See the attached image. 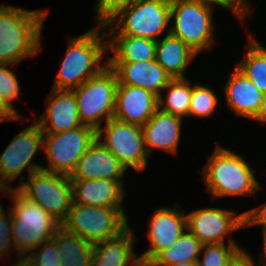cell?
I'll list each match as a JSON object with an SVG mask.
<instances>
[{"mask_svg": "<svg viewBox=\"0 0 266 266\" xmlns=\"http://www.w3.org/2000/svg\"><path fill=\"white\" fill-rule=\"evenodd\" d=\"M139 0H98L96 4L97 26L104 27L120 12Z\"/></svg>", "mask_w": 266, "mask_h": 266, "instance_id": "cell-31", "label": "cell"}, {"mask_svg": "<svg viewBox=\"0 0 266 266\" xmlns=\"http://www.w3.org/2000/svg\"><path fill=\"white\" fill-rule=\"evenodd\" d=\"M61 258V266H92L94 245L60 226L52 237Z\"/></svg>", "mask_w": 266, "mask_h": 266, "instance_id": "cell-25", "label": "cell"}, {"mask_svg": "<svg viewBox=\"0 0 266 266\" xmlns=\"http://www.w3.org/2000/svg\"><path fill=\"white\" fill-rule=\"evenodd\" d=\"M112 36V37H111ZM107 51L113 56L107 57V63L146 62L155 59L156 41L128 35H110Z\"/></svg>", "mask_w": 266, "mask_h": 266, "instance_id": "cell-24", "label": "cell"}, {"mask_svg": "<svg viewBox=\"0 0 266 266\" xmlns=\"http://www.w3.org/2000/svg\"><path fill=\"white\" fill-rule=\"evenodd\" d=\"M13 197L12 237L16 255L28 253L41 243L52 239L54 232L61 224L44 208L27 197L18 187L4 191Z\"/></svg>", "mask_w": 266, "mask_h": 266, "instance_id": "cell-4", "label": "cell"}, {"mask_svg": "<svg viewBox=\"0 0 266 266\" xmlns=\"http://www.w3.org/2000/svg\"><path fill=\"white\" fill-rule=\"evenodd\" d=\"M186 231L172 247L159 252L146 266H172L180 262L198 261L203 244L188 229Z\"/></svg>", "mask_w": 266, "mask_h": 266, "instance_id": "cell-26", "label": "cell"}, {"mask_svg": "<svg viewBox=\"0 0 266 266\" xmlns=\"http://www.w3.org/2000/svg\"><path fill=\"white\" fill-rule=\"evenodd\" d=\"M135 235L128 227L119 236L94 245L92 266H142L133 251Z\"/></svg>", "mask_w": 266, "mask_h": 266, "instance_id": "cell-22", "label": "cell"}, {"mask_svg": "<svg viewBox=\"0 0 266 266\" xmlns=\"http://www.w3.org/2000/svg\"><path fill=\"white\" fill-rule=\"evenodd\" d=\"M45 106L46 113L35 119L43 133H59L82 125L73 90L52 89Z\"/></svg>", "mask_w": 266, "mask_h": 266, "instance_id": "cell-17", "label": "cell"}, {"mask_svg": "<svg viewBox=\"0 0 266 266\" xmlns=\"http://www.w3.org/2000/svg\"><path fill=\"white\" fill-rule=\"evenodd\" d=\"M263 228V245H264V250L262 251V256L260 258V266H266V226H262Z\"/></svg>", "mask_w": 266, "mask_h": 266, "instance_id": "cell-41", "label": "cell"}, {"mask_svg": "<svg viewBox=\"0 0 266 266\" xmlns=\"http://www.w3.org/2000/svg\"><path fill=\"white\" fill-rule=\"evenodd\" d=\"M71 184L73 203L81 205L122 207L126 197L123 180H71Z\"/></svg>", "mask_w": 266, "mask_h": 266, "instance_id": "cell-19", "label": "cell"}, {"mask_svg": "<svg viewBox=\"0 0 266 266\" xmlns=\"http://www.w3.org/2000/svg\"><path fill=\"white\" fill-rule=\"evenodd\" d=\"M252 120H257L258 122L266 123V95H264L260 108Z\"/></svg>", "mask_w": 266, "mask_h": 266, "instance_id": "cell-40", "label": "cell"}, {"mask_svg": "<svg viewBox=\"0 0 266 266\" xmlns=\"http://www.w3.org/2000/svg\"><path fill=\"white\" fill-rule=\"evenodd\" d=\"M21 118L17 109L0 98V122Z\"/></svg>", "mask_w": 266, "mask_h": 266, "instance_id": "cell-38", "label": "cell"}, {"mask_svg": "<svg viewBox=\"0 0 266 266\" xmlns=\"http://www.w3.org/2000/svg\"><path fill=\"white\" fill-rule=\"evenodd\" d=\"M149 223L150 247L140 255L142 266H146L162 250L172 247L187 230L185 211L175 208H157Z\"/></svg>", "mask_w": 266, "mask_h": 266, "instance_id": "cell-14", "label": "cell"}, {"mask_svg": "<svg viewBox=\"0 0 266 266\" xmlns=\"http://www.w3.org/2000/svg\"><path fill=\"white\" fill-rule=\"evenodd\" d=\"M48 12L0 5V64L15 65L39 52Z\"/></svg>", "mask_w": 266, "mask_h": 266, "instance_id": "cell-1", "label": "cell"}, {"mask_svg": "<svg viewBox=\"0 0 266 266\" xmlns=\"http://www.w3.org/2000/svg\"><path fill=\"white\" fill-rule=\"evenodd\" d=\"M17 255H20V259L12 266H35V262L29 253L28 255L26 253H18Z\"/></svg>", "mask_w": 266, "mask_h": 266, "instance_id": "cell-39", "label": "cell"}, {"mask_svg": "<svg viewBox=\"0 0 266 266\" xmlns=\"http://www.w3.org/2000/svg\"><path fill=\"white\" fill-rule=\"evenodd\" d=\"M236 68L266 95V48L255 38L249 39L247 53Z\"/></svg>", "mask_w": 266, "mask_h": 266, "instance_id": "cell-27", "label": "cell"}, {"mask_svg": "<svg viewBox=\"0 0 266 266\" xmlns=\"http://www.w3.org/2000/svg\"><path fill=\"white\" fill-rule=\"evenodd\" d=\"M116 73L118 84L144 88L160 97L172 77L156 61L107 63Z\"/></svg>", "mask_w": 266, "mask_h": 266, "instance_id": "cell-18", "label": "cell"}, {"mask_svg": "<svg viewBox=\"0 0 266 266\" xmlns=\"http://www.w3.org/2000/svg\"><path fill=\"white\" fill-rule=\"evenodd\" d=\"M224 90L229 109L250 120L257 114L265 95L236 67L230 73Z\"/></svg>", "mask_w": 266, "mask_h": 266, "instance_id": "cell-21", "label": "cell"}, {"mask_svg": "<svg viewBox=\"0 0 266 266\" xmlns=\"http://www.w3.org/2000/svg\"><path fill=\"white\" fill-rule=\"evenodd\" d=\"M166 90V99L159 97V109L181 118H188L189 104L192 95V86L187 78L172 79L163 89Z\"/></svg>", "mask_w": 266, "mask_h": 266, "instance_id": "cell-28", "label": "cell"}, {"mask_svg": "<svg viewBox=\"0 0 266 266\" xmlns=\"http://www.w3.org/2000/svg\"><path fill=\"white\" fill-rule=\"evenodd\" d=\"M20 177L18 188L61 224L73 203L70 177L42 169L28 176V181Z\"/></svg>", "mask_w": 266, "mask_h": 266, "instance_id": "cell-9", "label": "cell"}, {"mask_svg": "<svg viewBox=\"0 0 266 266\" xmlns=\"http://www.w3.org/2000/svg\"><path fill=\"white\" fill-rule=\"evenodd\" d=\"M117 84V75L107 64L97 75L73 89L82 125L93 127L97 131L104 118L105 122L113 118Z\"/></svg>", "mask_w": 266, "mask_h": 266, "instance_id": "cell-7", "label": "cell"}, {"mask_svg": "<svg viewBox=\"0 0 266 266\" xmlns=\"http://www.w3.org/2000/svg\"><path fill=\"white\" fill-rule=\"evenodd\" d=\"M172 266H198L197 261L180 262Z\"/></svg>", "mask_w": 266, "mask_h": 266, "instance_id": "cell-42", "label": "cell"}, {"mask_svg": "<svg viewBox=\"0 0 266 266\" xmlns=\"http://www.w3.org/2000/svg\"><path fill=\"white\" fill-rule=\"evenodd\" d=\"M216 95L212 89L205 85H193L188 117L204 118L211 116L218 105V97Z\"/></svg>", "mask_w": 266, "mask_h": 266, "instance_id": "cell-29", "label": "cell"}, {"mask_svg": "<svg viewBox=\"0 0 266 266\" xmlns=\"http://www.w3.org/2000/svg\"><path fill=\"white\" fill-rule=\"evenodd\" d=\"M239 244L232 238H229L227 245L204 244L201 253L204 252L203 258L198 259V266H226L231 256L239 249Z\"/></svg>", "mask_w": 266, "mask_h": 266, "instance_id": "cell-30", "label": "cell"}, {"mask_svg": "<svg viewBox=\"0 0 266 266\" xmlns=\"http://www.w3.org/2000/svg\"><path fill=\"white\" fill-rule=\"evenodd\" d=\"M222 208H202L186 215L187 229L204 244L225 243L228 233L244 227L243 213Z\"/></svg>", "mask_w": 266, "mask_h": 266, "instance_id": "cell-13", "label": "cell"}, {"mask_svg": "<svg viewBox=\"0 0 266 266\" xmlns=\"http://www.w3.org/2000/svg\"><path fill=\"white\" fill-rule=\"evenodd\" d=\"M4 191H5V190L0 186V192L3 194Z\"/></svg>", "mask_w": 266, "mask_h": 266, "instance_id": "cell-43", "label": "cell"}, {"mask_svg": "<svg viewBox=\"0 0 266 266\" xmlns=\"http://www.w3.org/2000/svg\"><path fill=\"white\" fill-rule=\"evenodd\" d=\"M187 1H193V2H200L206 5L211 6L219 5L223 8L232 10L235 15H237L238 19L241 20V22H244L246 19V16L250 15V7L249 4L246 3V0H187Z\"/></svg>", "mask_w": 266, "mask_h": 266, "instance_id": "cell-35", "label": "cell"}, {"mask_svg": "<svg viewBox=\"0 0 266 266\" xmlns=\"http://www.w3.org/2000/svg\"><path fill=\"white\" fill-rule=\"evenodd\" d=\"M244 227L246 226H266V203L264 206L243 212Z\"/></svg>", "mask_w": 266, "mask_h": 266, "instance_id": "cell-36", "label": "cell"}, {"mask_svg": "<svg viewBox=\"0 0 266 266\" xmlns=\"http://www.w3.org/2000/svg\"><path fill=\"white\" fill-rule=\"evenodd\" d=\"M170 16V0H139L114 17L104 30L107 36L128 35L158 41L171 21Z\"/></svg>", "mask_w": 266, "mask_h": 266, "instance_id": "cell-6", "label": "cell"}, {"mask_svg": "<svg viewBox=\"0 0 266 266\" xmlns=\"http://www.w3.org/2000/svg\"><path fill=\"white\" fill-rule=\"evenodd\" d=\"M123 207L88 206L72 203L61 226L87 242L96 243L113 239L128 227Z\"/></svg>", "mask_w": 266, "mask_h": 266, "instance_id": "cell-5", "label": "cell"}, {"mask_svg": "<svg viewBox=\"0 0 266 266\" xmlns=\"http://www.w3.org/2000/svg\"><path fill=\"white\" fill-rule=\"evenodd\" d=\"M13 64H0V98L14 109L12 102L19 97L20 85L16 75L7 66Z\"/></svg>", "mask_w": 266, "mask_h": 266, "instance_id": "cell-32", "label": "cell"}, {"mask_svg": "<svg viewBox=\"0 0 266 266\" xmlns=\"http://www.w3.org/2000/svg\"><path fill=\"white\" fill-rule=\"evenodd\" d=\"M125 166L96 139L79 159L70 180H123Z\"/></svg>", "mask_w": 266, "mask_h": 266, "instance_id": "cell-16", "label": "cell"}, {"mask_svg": "<svg viewBox=\"0 0 266 266\" xmlns=\"http://www.w3.org/2000/svg\"><path fill=\"white\" fill-rule=\"evenodd\" d=\"M40 148H43V132L36 122L11 140L0 157V186L4 190L12 188L7 183L15 181L26 167L29 169L28 176L42 169L32 162Z\"/></svg>", "mask_w": 266, "mask_h": 266, "instance_id": "cell-12", "label": "cell"}, {"mask_svg": "<svg viewBox=\"0 0 266 266\" xmlns=\"http://www.w3.org/2000/svg\"><path fill=\"white\" fill-rule=\"evenodd\" d=\"M197 56L181 39L170 34V27L164 38L156 41V61L172 77L186 78L187 65Z\"/></svg>", "mask_w": 266, "mask_h": 266, "instance_id": "cell-23", "label": "cell"}, {"mask_svg": "<svg viewBox=\"0 0 266 266\" xmlns=\"http://www.w3.org/2000/svg\"><path fill=\"white\" fill-rule=\"evenodd\" d=\"M202 173L213 200L225 196L255 195L261 188L254 170L245 159L222 146L217 145Z\"/></svg>", "mask_w": 266, "mask_h": 266, "instance_id": "cell-3", "label": "cell"}, {"mask_svg": "<svg viewBox=\"0 0 266 266\" xmlns=\"http://www.w3.org/2000/svg\"><path fill=\"white\" fill-rule=\"evenodd\" d=\"M96 139V130L86 125L59 133H43L49 168L42 166V170L70 176Z\"/></svg>", "mask_w": 266, "mask_h": 266, "instance_id": "cell-10", "label": "cell"}, {"mask_svg": "<svg viewBox=\"0 0 266 266\" xmlns=\"http://www.w3.org/2000/svg\"><path fill=\"white\" fill-rule=\"evenodd\" d=\"M39 247H42V248L38 249ZM31 253L32 254L30 255L32 256L35 262V266H61L62 265L61 258L58 255V249L56 247V243L52 239L41 243L34 250H32Z\"/></svg>", "mask_w": 266, "mask_h": 266, "instance_id": "cell-33", "label": "cell"}, {"mask_svg": "<svg viewBox=\"0 0 266 266\" xmlns=\"http://www.w3.org/2000/svg\"><path fill=\"white\" fill-rule=\"evenodd\" d=\"M170 5V19H175L170 34L181 39L196 54L211 49L215 41L213 5L187 0H170Z\"/></svg>", "mask_w": 266, "mask_h": 266, "instance_id": "cell-8", "label": "cell"}, {"mask_svg": "<svg viewBox=\"0 0 266 266\" xmlns=\"http://www.w3.org/2000/svg\"><path fill=\"white\" fill-rule=\"evenodd\" d=\"M158 99L157 95L144 88L117 84L113 118L144 126L159 109Z\"/></svg>", "mask_w": 266, "mask_h": 266, "instance_id": "cell-15", "label": "cell"}, {"mask_svg": "<svg viewBox=\"0 0 266 266\" xmlns=\"http://www.w3.org/2000/svg\"><path fill=\"white\" fill-rule=\"evenodd\" d=\"M106 36L104 27L96 26L81 36L70 37L53 89L73 90L105 68L107 60L104 65L101 60L108 52Z\"/></svg>", "mask_w": 266, "mask_h": 266, "instance_id": "cell-2", "label": "cell"}, {"mask_svg": "<svg viewBox=\"0 0 266 266\" xmlns=\"http://www.w3.org/2000/svg\"><path fill=\"white\" fill-rule=\"evenodd\" d=\"M14 249L12 237V213L9 209L8 216L2 205H0V258L2 255H9Z\"/></svg>", "mask_w": 266, "mask_h": 266, "instance_id": "cell-34", "label": "cell"}, {"mask_svg": "<svg viewBox=\"0 0 266 266\" xmlns=\"http://www.w3.org/2000/svg\"><path fill=\"white\" fill-rule=\"evenodd\" d=\"M96 131V138L125 166L141 172L146 168L148 154L145 149L142 126L108 119ZM104 138V140H102Z\"/></svg>", "mask_w": 266, "mask_h": 266, "instance_id": "cell-11", "label": "cell"}, {"mask_svg": "<svg viewBox=\"0 0 266 266\" xmlns=\"http://www.w3.org/2000/svg\"><path fill=\"white\" fill-rule=\"evenodd\" d=\"M181 117L158 109L142 126L145 149L148 155L155 149L177 153L181 137Z\"/></svg>", "mask_w": 266, "mask_h": 266, "instance_id": "cell-20", "label": "cell"}, {"mask_svg": "<svg viewBox=\"0 0 266 266\" xmlns=\"http://www.w3.org/2000/svg\"><path fill=\"white\" fill-rule=\"evenodd\" d=\"M257 265L260 266L259 262L258 264L255 263V261L252 258V255H250L248 252L244 251L241 248H239L226 263V266H257Z\"/></svg>", "mask_w": 266, "mask_h": 266, "instance_id": "cell-37", "label": "cell"}]
</instances>
